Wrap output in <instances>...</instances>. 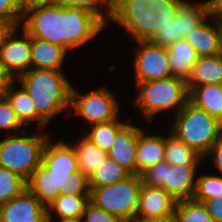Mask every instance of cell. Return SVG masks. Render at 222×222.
I'll return each instance as SVG.
<instances>
[{
	"label": "cell",
	"instance_id": "cell-1",
	"mask_svg": "<svg viewBox=\"0 0 222 222\" xmlns=\"http://www.w3.org/2000/svg\"><path fill=\"white\" fill-rule=\"evenodd\" d=\"M19 27L30 36L59 45L68 52L91 41L106 25L81 7L36 2L24 6Z\"/></svg>",
	"mask_w": 222,
	"mask_h": 222
},
{
	"label": "cell",
	"instance_id": "cell-2",
	"mask_svg": "<svg viewBox=\"0 0 222 222\" xmlns=\"http://www.w3.org/2000/svg\"><path fill=\"white\" fill-rule=\"evenodd\" d=\"M79 170L74 148L65 140L45 144L42 163L32 172L26 182L27 189L44 206L52 203L68 189L69 178Z\"/></svg>",
	"mask_w": 222,
	"mask_h": 222
},
{
	"label": "cell",
	"instance_id": "cell-3",
	"mask_svg": "<svg viewBox=\"0 0 222 222\" xmlns=\"http://www.w3.org/2000/svg\"><path fill=\"white\" fill-rule=\"evenodd\" d=\"M15 81L21 83L20 86L26 90L34 103L38 128L43 130L52 118L65 110H68V116L74 84L67 80L61 70L31 68Z\"/></svg>",
	"mask_w": 222,
	"mask_h": 222
},
{
	"label": "cell",
	"instance_id": "cell-4",
	"mask_svg": "<svg viewBox=\"0 0 222 222\" xmlns=\"http://www.w3.org/2000/svg\"><path fill=\"white\" fill-rule=\"evenodd\" d=\"M153 0H111V17L136 41H150L155 34L174 19L180 5H164L162 9H149Z\"/></svg>",
	"mask_w": 222,
	"mask_h": 222
},
{
	"label": "cell",
	"instance_id": "cell-5",
	"mask_svg": "<svg viewBox=\"0 0 222 222\" xmlns=\"http://www.w3.org/2000/svg\"><path fill=\"white\" fill-rule=\"evenodd\" d=\"M171 124L169 131L203 158L222 137V123L190 100L174 115Z\"/></svg>",
	"mask_w": 222,
	"mask_h": 222
},
{
	"label": "cell",
	"instance_id": "cell-6",
	"mask_svg": "<svg viewBox=\"0 0 222 222\" xmlns=\"http://www.w3.org/2000/svg\"><path fill=\"white\" fill-rule=\"evenodd\" d=\"M135 85L139 91L135 106L140 108L148 124L159 112L171 113V110H176V115L189 100L187 82L180 77L135 82Z\"/></svg>",
	"mask_w": 222,
	"mask_h": 222
},
{
	"label": "cell",
	"instance_id": "cell-7",
	"mask_svg": "<svg viewBox=\"0 0 222 222\" xmlns=\"http://www.w3.org/2000/svg\"><path fill=\"white\" fill-rule=\"evenodd\" d=\"M23 131L0 141V167L8 169L26 182L42 163V154L49 139L47 133L26 134Z\"/></svg>",
	"mask_w": 222,
	"mask_h": 222
},
{
	"label": "cell",
	"instance_id": "cell-8",
	"mask_svg": "<svg viewBox=\"0 0 222 222\" xmlns=\"http://www.w3.org/2000/svg\"><path fill=\"white\" fill-rule=\"evenodd\" d=\"M141 186L140 175H131L125 180L90 189V202L129 222L136 217Z\"/></svg>",
	"mask_w": 222,
	"mask_h": 222
},
{
	"label": "cell",
	"instance_id": "cell-9",
	"mask_svg": "<svg viewBox=\"0 0 222 222\" xmlns=\"http://www.w3.org/2000/svg\"><path fill=\"white\" fill-rule=\"evenodd\" d=\"M198 165L173 166L162 161L144 170L142 184L163 188L177 201L192 199L196 187Z\"/></svg>",
	"mask_w": 222,
	"mask_h": 222
},
{
	"label": "cell",
	"instance_id": "cell-10",
	"mask_svg": "<svg viewBox=\"0 0 222 222\" xmlns=\"http://www.w3.org/2000/svg\"><path fill=\"white\" fill-rule=\"evenodd\" d=\"M70 108L74 110L73 113L70 110V115H77L92 126L118 119L120 103L105 86L84 95L77 93L72 86Z\"/></svg>",
	"mask_w": 222,
	"mask_h": 222
},
{
	"label": "cell",
	"instance_id": "cell-11",
	"mask_svg": "<svg viewBox=\"0 0 222 222\" xmlns=\"http://www.w3.org/2000/svg\"><path fill=\"white\" fill-rule=\"evenodd\" d=\"M134 61L135 82L160 80L172 76L168 49L150 41L136 42Z\"/></svg>",
	"mask_w": 222,
	"mask_h": 222
},
{
	"label": "cell",
	"instance_id": "cell-12",
	"mask_svg": "<svg viewBox=\"0 0 222 222\" xmlns=\"http://www.w3.org/2000/svg\"><path fill=\"white\" fill-rule=\"evenodd\" d=\"M17 30L19 26L0 47V63L11 80L31 69V36L22 28V36L17 37Z\"/></svg>",
	"mask_w": 222,
	"mask_h": 222
},
{
	"label": "cell",
	"instance_id": "cell-13",
	"mask_svg": "<svg viewBox=\"0 0 222 222\" xmlns=\"http://www.w3.org/2000/svg\"><path fill=\"white\" fill-rule=\"evenodd\" d=\"M0 222H48L47 207L26 188L0 206Z\"/></svg>",
	"mask_w": 222,
	"mask_h": 222
},
{
	"label": "cell",
	"instance_id": "cell-14",
	"mask_svg": "<svg viewBox=\"0 0 222 222\" xmlns=\"http://www.w3.org/2000/svg\"><path fill=\"white\" fill-rule=\"evenodd\" d=\"M221 37L222 17L217 12H211L185 40L194 48L198 57H204L219 54Z\"/></svg>",
	"mask_w": 222,
	"mask_h": 222
},
{
	"label": "cell",
	"instance_id": "cell-15",
	"mask_svg": "<svg viewBox=\"0 0 222 222\" xmlns=\"http://www.w3.org/2000/svg\"><path fill=\"white\" fill-rule=\"evenodd\" d=\"M143 129L131 123H125L117 132L108 151V157L135 175V152L137 141Z\"/></svg>",
	"mask_w": 222,
	"mask_h": 222
},
{
	"label": "cell",
	"instance_id": "cell-16",
	"mask_svg": "<svg viewBox=\"0 0 222 222\" xmlns=\"http://www.w3.org/2000/svg\"><path fill=\"white\" fill-rule=\"evenodd\" d=\"M177 200L163 188L142 184L136 216H174Z\"/></svg>",
	"mask_w": 222,
	"mask_h": 222
},
{
	"label": "cell",
	"instance_id": "cell-17",
	"mask_svg": "<svg viewBox=\"0 0 222 222\" xmlns=\"http://www.w3.org/2000/svg\"><path fill=\"white\" fill-rule=\"evenodd\" d=\"M143 130L138 138L135 152V175L165 160V136L147 134Z\"/></svg>",
	"mask_w": 222,
	"mask_h": 222
},
{
	"label": "cell",
	"instance_id": "cell-18",
	"mask_svg": "<svg viewBox=\"0 0 222 222\" xmlns=\"http://www.w3.org/2000/svg\"><path fill=\"white\" fill-rule=\"evenodd\" d=\"M67 51L56 44L31 36V68L62 70Z\"/></svg>",
	"mask_w": 222,
	"mask_h": 222
},
{
	"label": "cell",
	"instance_id": "cell-19",
	"mask_svg": "<svg viewBox=\"0 0 222 222\" xmlns=\"http://www.w3.org/2000/svg\"><path fill=\"white\" fill-rule=\"evenodd\" d=\"M186 82L188 92L196 86L205 84L222 85V58L220 55L198 57Z\"/></svg>",
	"mask_w": 222,
	"mask_h": 222
},
{
	"label": "cell",
	"instance_id": "cell-20",
	"mask_svg": "<svg viewBox=\"0 0 222 222\" xmlns=\"http://www.w3.org/2000/svg\"><path fill=\"white\" fill-rule=\"evenodd\" d=\"M167 49L172 76L187 81L198 59L194 48L185 39H179Z\"/></svg>",
	"mask_w": 222,
	"mask_h": 222
},
{
	"label": "cell",
	"instance_id": "cell-21",
	"mask_svg": "<svg viewBox=\"0 0 222 222\" xmlns=\"http://www.w3.org/2000/svg\"><path fill=\"white\" fill-rule=\"evenodd\" d=\"M211 12L202 2L184 1L175 15L177 40L185 39Z\"/></svg>",
	"mask_w": 222,
	"mask_h": 222
},
{
	"label": "cell",
	"instance_id": "cell-22",
	"mask_svg": "<svg viewBox=\"0 0 222 222\" xmlns=\"http://www.w3.org/2000/svg\"><path fill=\"white\" fill-rule=\"evenodd\" d=\"M189 100L222 123V85L196 86L189 92Z\"/></svg>",
	"mask_w": 222,
	"mask_h": 222
},
{
	"label": "cell",
	"instance_id": "cell-23",
	"mask_svg": "<svg viewBox=\"0 0 222 222\" xmlns=\"http://www.w3.org/2000/svg\"><path fill=\"white\" fill-rule=\"evenodd\" d=\"M90 195H66L61 193L52 203L47 206V221H52L53 216L59 219L81 218ZM53 213H55L53 215Z\"/></svg>",
	"mask_w": 222,
	"mask_h": 222
},
{
	"label": "cell",
	"instance_id": "cell-24",
	"mask_svg": "<svg viewBox=\"0 0 222 222\" xmlns=\"http://www.w3.org/2000/svg\"><path fill=\"white\" fill-rule=\"evenodd\" d=\"M79 139L75 145L72 142L71 145L77 156L79 170L89 178L108 154L89 140L85 134Z\"/></svg>",
	"mask_w": 222,
	"mask_h": 222
},
{
	"label": "cell",
	"instance_id": "cell-25",
	"mask_svg": "<svg viewBox=\"0 0 222 222\" xmlns=\"http://www.w3.org/2000/svg\"><path fill=\"white\" fill-rule=\"evenodd\" d=\"M15 80H11L4 89L3 95L10 102L21 123L27 127L36 120V108L26 90L21 86L15 90Z\"/></svg>",
	"mask_w": 222,
	"mask_h": 222
},
{
	"label": "cell",
	"instance_id": "cell-26",
	"mask_svg": "<svg viewBox=\"0 0 222 222\" xmlns=\"http://www.w3.org/2000/svg\"><path fill=\"white\" fill-rule=\"evenodd\" d=\"M170 133V134H169ZM165 161L173 166L199 165L204 160L193 148L180 141L170 131L165 136Z\"/></svg>",
	"mask_w": 222,
	"mask_h": 222
},
{
	"label": "cell",
	"instance_id": "cell-27",
	"mask_svg": "<svg viewBox=\"0 0 222 222\" xmlns=\"http://www.w3.org/2000/svg\"><path fill=\"white\" fill-rule=\"evenodd\" d=\"M132 174L116 161L107 157L89 177L90 189L99 188L127 179Z\"/></svg>",
	"mask_w": 222,
	"mask_h": 222
},
{
	"label": "cell",
	"instance_id": "cell-28",
	"mask_svg": "<svg viewBox=\"0 0 222 222\" xmlns=\"http://www.w3.org/2000/svg\"><path fill=\"white\" fill-rule=\"evenodd\" d=\"M126 122L120 121L119 118L105 123L92 125L89 132L85 133L86 137L96 146L107 152L111 148L118 130Z\"/></svg>",
	"mask_w": 222,
	"mask_h": 222
},
{
	"label": "cell",
	"instance_id": "cell-29",
	"mask_svg": "<svg viewBox=\"0 0 222 222\" xmlns=\"http://www.w3.org/2000/svg\"><path fill=\"white\" fill-rule=\"evenodd\" d=\"M174 219L175 222H215L206 206L193 199L177 201Z\"/></svg>",
	"mask_w": 222,
	"mask_h": 222
},
{
	"label": "cell",
	"instance_id": "cell-30",
	"mask_svg": "<svg viewBox=\"0 0 222 222\" xmlns=\"http://www.w3.org/2000/svg\"><path fill=\"white\" fill-rule=\"evenodd\" d=\"M26 188L25 180L10 170L0 167V206L20 195Z\"/></svg>",
	"mask_w": 222,
	"mask_h": 222
},
{
	"label": "cell",
	"instance_id": "cell-31",
	"mask_svg": "<svg viewBox=\"0 0 222 222\" xmlns=\"http://www.w3.org/2000/svg\"><path fill=\"white\" fill-rule=\"evenodd\" d=\"M222 193V176L212 174H201L196 177V187L192 199L203 203Z\"/></svg>",
	"mask_w": 222,
	"mask_h": 222
},
{
	"label": "cell",
	"instance_id": "cell-32",
	"mask_svg": "<svg viewBox=\"0 0 222 222\" xmlns=\"http://www.w3.org/2000/svg\"><path fill=\"white\" fill-rule=\"evenodd\" d=\"M49 2L63 7L73 6L84 8L95 14L106 26L109 24L108 22L111 17V0H50ZM103 7L107 10L105 14L102 12Z\"/></svg>",
	"mask_w": 222,
	"mask_h": 222
},
{
	"label": "cell",
	"instance_id": "cell-33",
	"mask_svg": "<svg viewBox=\"0 0 222 222\" xmlns=\"http://www.w3.org/2000/svg\"><path fill=\"white\" fill-rule=\"evenodd\" d=\"M24 128L10 102L4 95H0V130L11 132V135L25 131Z\"/></svg>",
	"mask_w": 222,
	"mask_h": 222
},
{
	"label": "cell",
	"instance_id": "cell-34",
	"mask_svg": "<svg viewBox=\"0 0 222 222\" xmlns=\"http://www.w3.org/2000/svg\"><path fill=\"white\" fill-rule=\"evenodd\" d=\"M24 5L21 0H0V19L20 26Z\"/></svg>",
	"mask_w": 222,
	"mask_h": 222
},
{
	"label": "cell",
	"instance_id": "cell-35",
	"mask_svg": "<svg viewBox=\"0 0 222 222\" xmlns=\"http://www.w3.org/2000/svg\"><path fill=\"white\" fill-rule=\"evenodd\" d=\"M89 178L80 170L73 172L69 178L66 195H90Z\"/></svg>",
	"mask_w": 222,
	"mask_h": 222
},
{
	"label": "cell",
	"instance_id": "cell-36",
	"mask_svg": "<svg viewBox=\"0 0 222 222\" xmlns=\"http://www.w3.org/2000/svg\"><path fill=\"white\" fill-rule=\"evenodd\" d=\"M82 222H123L116 215L104 211L89 202L82 214Z\"/></svg>",
	"mask_w": 222,
	"mask_h": 222
},
{
	"label": "cell",
	"instance_id": "cell-37",
	"mask_svg": "<svg viewBox=\"0 0 222 222\" xmlns=\"http://www.w3.org/2000/svg\"><path fill=\"white\" fill-rule=\"evenodd\" d=\"M177 28L174 19L171 20L165 27H162L155 36L150 40L151 43L157 46L168 48L177 41Z\"/></svg>",
	"mask_w": 222,
	"mask_h": 222
},
{
	"label": "cell",
	"instance_id": "cell-38",
	"mask_svg": "<svg viewBox=\"0 0 222 222\" xmlns=\"http://www.w3.org/2000/svg\"><path fill=\"white\" fill-rule=\"evenodd\" d=\"M215 222H222V193L203 202Z\"/></svg>",
	"mask_w": 222,
	"mask_h": 222
},
{
	"label": "cell",
	"instance_id": "cell-39",
	"mask_svg": "<svg viewBox=\"0 0 222 222\" xmlns=\"http://www.w3.org/2000/svg\"><path fill=\"white\" fill-rule=\"evenodd\" d=\"M208 156L213 157L212 161L214 166H216L215 168L218 169V172L222 176V137L213 144L203 159L207 158Z\"/></svg>",
	"mask_w": 222,
	"mask_h": 222
},
{
	"label": "cell",
	"instance_id": "cell-40",
	"mask_svg": "<svg viewBox=\"0 0 222 222\" xmlns=\"http://www.w3.org/2000/svg\"><path fill=\"white\" fill-rule=\"evenodd\" d=\"M16 27L18 26L14 22L0 19V47Z\"/></svg>",
	"mask_w": 222,
	"mask_h": 222
},
{
	"label": "cell",
	"instance_id": "cell-41",
	"mask_svg": "<svg viewBox=\"0 0 222 222\" xmlns=\"http://www.w3.org/2000/svg\"><path fill=\"white\" fill-rule=\"evenodd\" d=\"M129 222H175L174 216L142 217L136 216Z\"/></svg>",
	"mask_w": 222,
	"mask_h": 222
},
{
	"label": "cell",
	"instance_id": "cell-42",
	"mask_svg": "<svg viewBox=\"0 0 222 222\" xmlns=\"http://www.w3.org/2000/svg\"><path fill=\"white\" fill-rule=\"evenodd\" d=\"M185 0H153L150 10L157 11L163 8L164 5H181Z\"/></svg>",
	"mask_w": 222,
	"mask_h": 222
},
{
	"label": "cell",
	"instance_id": "cell-43",
	"mask_svg": "<svg viewBox=\"0 0 222 222\" xmlns=\"http://www.w3.org/2000/svg\"><path fill=\"white\" fill-rule=\"evenodd\" d=\"M11 81V78L4 72L0 63V95H3L4 89Z\"/></svg>",
	"mask_w": 222,
	"mask_h": 222
},
{
	"label": "cell",
	"instance_id": "cell-44",
	"mask_svg": "<svg viewBox=\"0 0 222 222\" xmlns=\"http://www.w3.org/2000/svg\"><path fill=\"white\" fill-rule=\"evenodd\" d=\"M202 3L212 12H218L222 8V0H204Z\"/></svg>",
	"mask_w": 222,
	"mask_h": 222
},
{
	"label": "cell",
	"instance_id": "cell-45",
	"mask_svg": "<svg viewBox=\"0 0 222 222\" xmlns=\"http://www.w3.org/2000/svg\"><path fill=\"white\" fill-rule=\"evenodd\" d=\"M50 0H21L22 4L25 6V5H28V4H31V3H36V2H49Z\"/></svg>",
	"mask_w": 222,
	"mask_h": 222
},
{
	"label": "cell",
	"instance_id": "cell-46",
	"mask_svg": "<svg viewBox=\"0 0 222 222\" xmlns=\"http://www.w3.org/2000/svg\"><path fill=\"white\" fill-rule=\"evenodd\" d=\"M48 222H53V220ZM59 222H82V219L81 218L61 219Z\"/></svg>",
	"mask_w": 222,
	"mask_h": 222
},
{
	"label": "cell",
	"instance_id": "cell-47",
	"mask_svg": "<svg viewBox=\"0 0 222 222\" xmlns=\"http://www.w3.org/2000/svg\"><path fill=\"white\" fill-rule=\"evenodd\" d=\"M220 57L222 58V37L220 41V52H219Z\"/></svg>",
	"mask_w": 222,
	"mask_h": 222
},
{
	"label": "cell",
	"instance_id": "cell-48",
	"mask_svg": "<svg viewBox=\"0 0 222 222\" xmlns=\"http://www.w3.org/2000/svg\"><path fill=\"white\" fill-rule=\"evenodd\" d=\"M217 13L222 17V8Z\"/></svg>",
	"mask_w": 222,
	"mask_h": 222
}]
</instances>
